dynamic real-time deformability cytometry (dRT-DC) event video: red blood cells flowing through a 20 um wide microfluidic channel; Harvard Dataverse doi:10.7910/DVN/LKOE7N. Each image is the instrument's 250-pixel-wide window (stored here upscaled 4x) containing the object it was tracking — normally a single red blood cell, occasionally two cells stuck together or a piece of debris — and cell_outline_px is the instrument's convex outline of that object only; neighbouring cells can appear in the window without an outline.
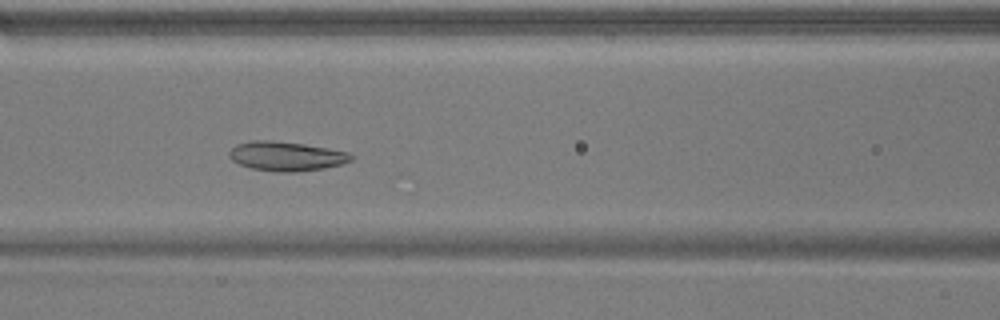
{"species": "common noctule bat (a hibernating species)", "species_latin": "Nyctalus noctula", "temperature_condition": "warm", "stored_images_in_passage": 51, "camera_frame_rate_fps": 3000, "um_per_image_px": 0.085, "animal": {"sex": "male", "body_mass_g": 17.9}, "frame": {"image": 1, "passage_image": 21, "time_ms": 6.667, "image_size_px": [1000, 320], "cell_outline_px": [[352, 160], [340, 164], [324, 168], [296, 172], [276, 172], [252, 168], [240, 164], [232, 160], [228, 156], [228, 152], [236, 144], [252, 140], [268, 140], [304, 144], [328, 148], [348, 152], [352, 156]], "centroid_in_image_um": [24.3, 13.27], "position_along_channel_um": 142.3, "area_um2": 20.75}}
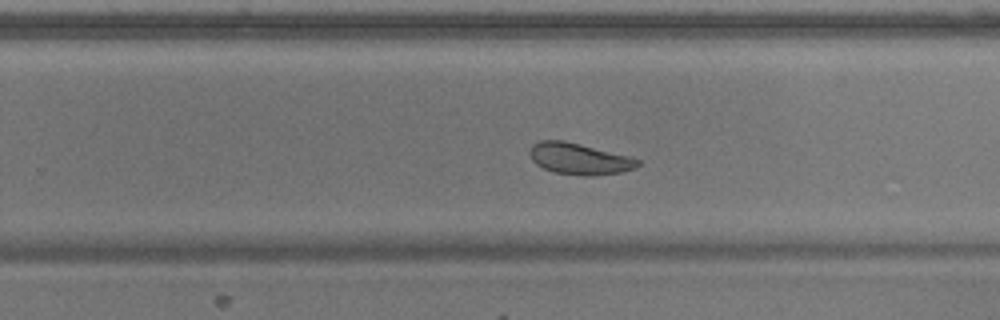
{"frame": {"image": 2, "passage_image": 32, "time_ms": 10.333, "image_size_px": [1000, 320], "cell_outline_px": [[640, 164], [636, 168], [620, 172], [592, 176], [588, 176], [556, 172], [544, 168], [536, 164], [532, 160], [528, 152], [532, 144], [540, 140], [564, 140], [628, 156], [640, 160]], "centroid_in_image_um": [49.21, 13.49], "position_along_channel_um": 280.6, "area_um2": 19.59}}
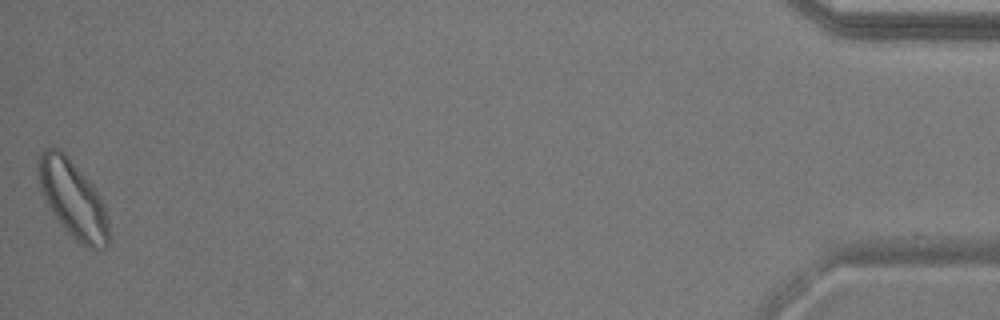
{"frame": {"image": 3, "passage_image": 51, "time_ms": 16.667, "image_size_px": [1000, 320], "cell_outline_px": [[108, 248], [96, 252], [80, 244], [56, 220], [40, 188], [36, 176], [36, 168], [40, 152], [44, 148], [60, 148], [64, 152], [84, 176], [96, 192], [104, 208], [108, 220]], "centroid_in_image_um": [6.16, 16.95], "position_along_channel_um": 429.0, "area_um2": 31.62}, "authors_computed_cell_mechanics": {"area_um2": 23.987, "velocity_mm_per_s": 3.7804, "shape_relaxation_time_tau1_ms": 4.0189, "shape_relaxation_time_tau2_ms": 2.1555, "deformation_change_tau1": 0.0996, "deformation_change_tau2": 0.0715}}